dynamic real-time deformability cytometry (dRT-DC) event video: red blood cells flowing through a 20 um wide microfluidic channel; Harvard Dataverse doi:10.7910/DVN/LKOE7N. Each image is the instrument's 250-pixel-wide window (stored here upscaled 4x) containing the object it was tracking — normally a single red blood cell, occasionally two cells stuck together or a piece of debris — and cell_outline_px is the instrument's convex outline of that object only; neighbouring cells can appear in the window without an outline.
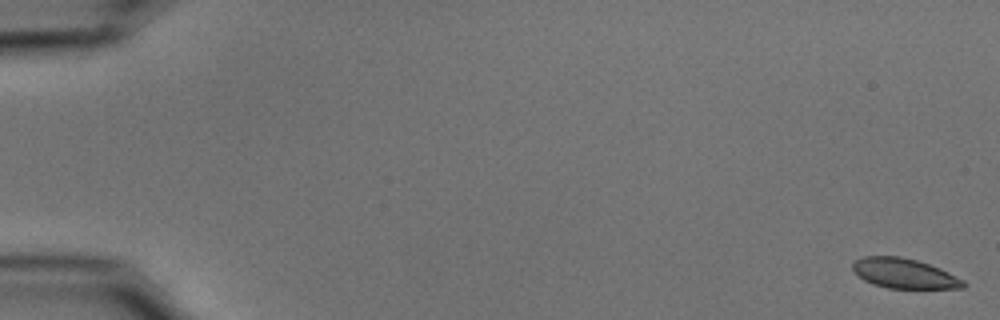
{"species": "common noctule bat (a hibernating species)", "species_latin": "Nyctalus noctula", "temperature_condition": "cold", "stored_images_in_passage": 56, "camera_frame_rate_fps": 3000, "um_per_image_px": 0.085, "animal": {"sex": "male", "body_mass_g": 15.6}, "frame": {"image": 1, "passage_image": 1, "time_ms": 0.0, "image_size_px": [1000, 320], "cell_outline_px": [[964, 288], [888, 288], [872, 284], [864, 280], [852, 272], [852, 264], [856, 260], [864, 256], [900, 256], [916, 260], [940, 268], [964, 280]], "centroid_in_image_um": [76.81, 23.24], "position_along_channel_um": 8.2, "area_um2": 19.25}}
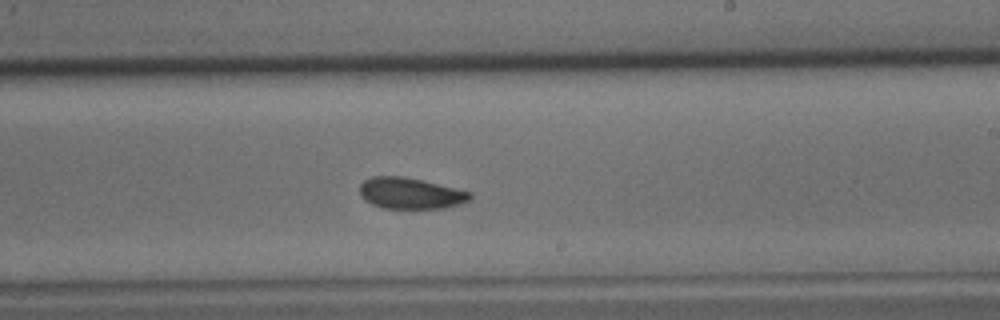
{"frame": {"image": 2, "passage_image": 34, "time_ms": 11.0, "image_size_px": [1000, 320], "cell_outline_px": [[472, 196], [468, 200], [460, 204], [444, 208], [384, 208], [372, 204], [364, 200], [360, 196], [360, 184], [364, 180], [372, 176], [400, 176], [424, 180], [472, 192]], "centroid_in_image_um": [34.88, 16.42], "position_along_channel_um": 254.1, "area_um2": 20.11}}
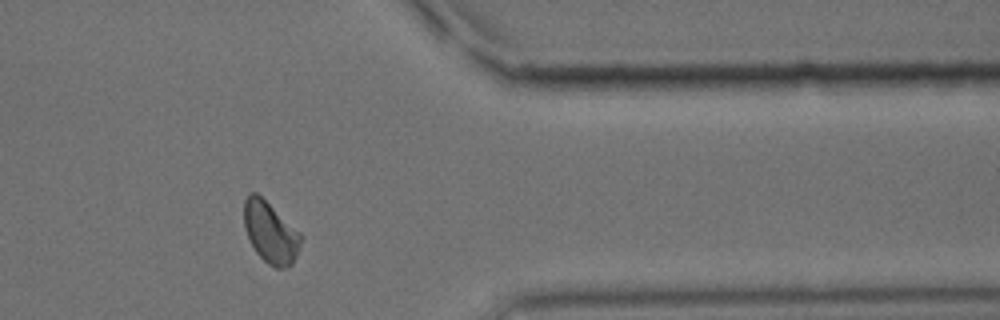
{"frame": {"image": 3, "passage_image": 46, "time_ms": 15.0, "image_size_px": [1000, 320], "cell_outline_px": [[304, 236], [292, 264], [288, 268], [276, 268], [268, 264], [256, 252], [248, 240], [244, 224], [244, 200], [248, 192], [256, 192], [300, 232]], "centroid_in_image_um": [22.98, 19.76], "position_along_channel_um": 388.4, "area_um2": 20.35}, "authors_computed_cell_mechanics": {"area_um2": 20.4323, "velocity_mm_per_s": 3.6734, "shape_relaxation_time_tau1_ms": 4.454, "shape_relaxation_time_tau2_ms": 4.0055, "deformation_change_tau1": 0.106, "deformation_change_tau2": 0.0532}}